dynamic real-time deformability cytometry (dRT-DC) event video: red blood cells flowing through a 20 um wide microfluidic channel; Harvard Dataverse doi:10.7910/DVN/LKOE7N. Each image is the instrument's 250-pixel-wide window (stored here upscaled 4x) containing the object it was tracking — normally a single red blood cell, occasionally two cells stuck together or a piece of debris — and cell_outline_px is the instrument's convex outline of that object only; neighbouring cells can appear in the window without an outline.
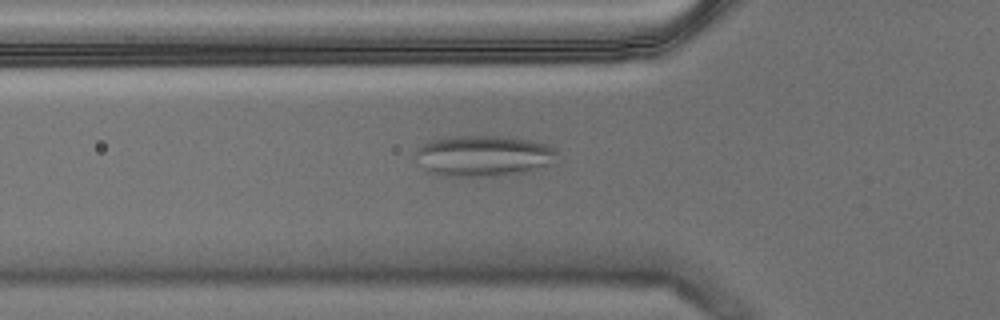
{"species": "Egyptian fruit bat (a non-hibernating species)", "species_latin": "Rousettus aegyptiacus", "temperature_condition": "warm", "stored_images_in_passage": 45, "camera_frame_rate_fps": 3000, "um_per_image_px": 0.085, "animal": {"sex": "male"}, "frame": {"image": 1, "passage_image": 7, "time_ms": 2.0, "image_size_px": [1000, 320], "cell_outline_px": [[556, 164], [524, 172], [496, 176], [436, 176], [424, 172], [416, 156], [416, 148], [428, 140], [452, 136], [500, 136], [532, 140], [548, 144], [556, 148]], "centroid_in_image_um": [41.09, 13.25], "position_along_channel_um": 84.7, "area_um2": 34.56}}
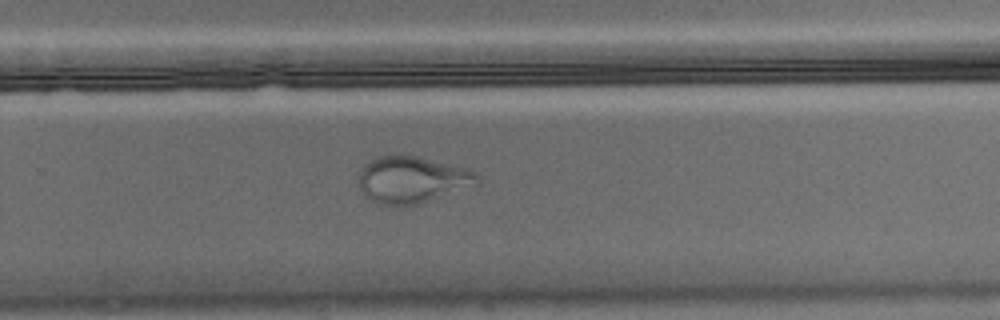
{"frame": {"image": 2, "passage_image": 25, "time_ms": 8.0, "image_size_px": [1000, 320], "cell_outline_px": [[480, 184], [420, 204], [380, 204], [364, 196], [360, 188], [360, 172], [364, 164], [380, 156], [416, 156], [468, 168], [476, 172], [480, 176]], "centroid_in_image_um": [35.1, 15.28], "position_along_channel_um": 294.7, "area_um2": 32.08}}
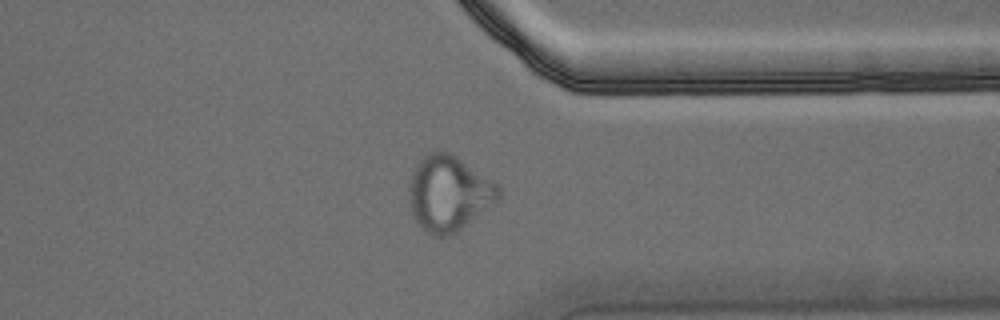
{"frame": {"image": 3, "passage_image": 32, "time_ms": 10.333, "image_size_px": [1000, 320], "cell_outline_px": [[500, 196], [496, 200], [456, 232], [448, 236], [436, 236], [428, 232], [416, 220], [412, 212], [408, 200], [408, 188], [416, 164], [428, 152], [448, 152], [456, 156], [492, 180], [500, 188]], "centroid_in_image_um": [38.11, 16.42], "position_along_channel_um": 373.3, "area_um2": 38.38}}